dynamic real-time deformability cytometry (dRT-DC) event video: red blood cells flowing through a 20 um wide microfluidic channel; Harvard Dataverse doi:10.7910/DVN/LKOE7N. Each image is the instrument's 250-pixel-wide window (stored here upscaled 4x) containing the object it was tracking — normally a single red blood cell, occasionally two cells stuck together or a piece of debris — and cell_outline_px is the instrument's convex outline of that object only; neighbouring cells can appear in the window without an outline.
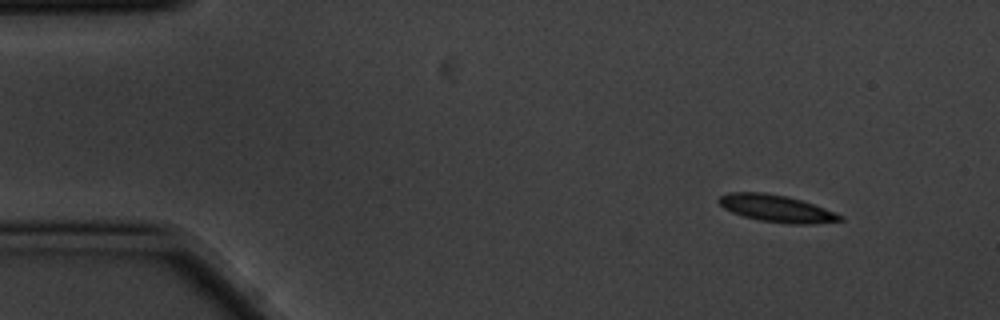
{"species": "common noctule bat (a hibernating species)", "species_latin": "Nyctalus noctula", "temperature_condition": "cold", "stored_images_in_passage": 5, "camera_frame_rate_fps": 3000, "um_per_image_px": 0.085, "animal": {"sex": "male", "body_mass_g": 20.1, "forearm_length_mm": 53.5}, "frame": {"image": 1, "passage_image": 1, "time_ms": 0.0, "image_size_px": [1000, 320], "cell_outline_px": [[844, 220], [816, 224], [788, 224], [760, 220], [744, 216], [732, 212], [724, 208], [716, 200], [720, 196], [728, 192], [764, 192], [784, 196], [800, 200], [824, 208], [844, 216]], "centroid_in_image_um": [66.0, 17.73], "position_along_channel_um": 19.0, "area_um2": 19.02}}
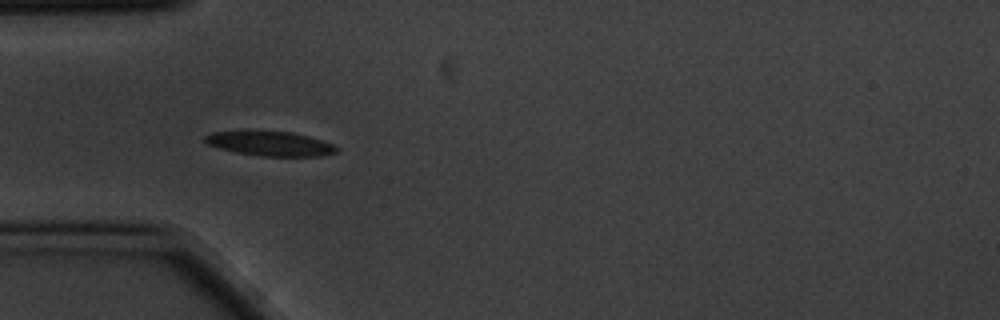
{"frame": {"image": 2, "passage_image": 4, "time_ms": 1.0, "image_size_px": [1000, 320], "cell_outline_px": [[340, 152], [320, 156], [260, 156], [236, 152], [216, 148], [208, 144], [204, 140], [204, 136], [212, 132], [288, 132], [308, 136], [332, 144], [340, 148]], "centroid_in_image_um": [22.99, 12.23], "position_along_channel_um": 62.0, "area_um2": 18.5}}